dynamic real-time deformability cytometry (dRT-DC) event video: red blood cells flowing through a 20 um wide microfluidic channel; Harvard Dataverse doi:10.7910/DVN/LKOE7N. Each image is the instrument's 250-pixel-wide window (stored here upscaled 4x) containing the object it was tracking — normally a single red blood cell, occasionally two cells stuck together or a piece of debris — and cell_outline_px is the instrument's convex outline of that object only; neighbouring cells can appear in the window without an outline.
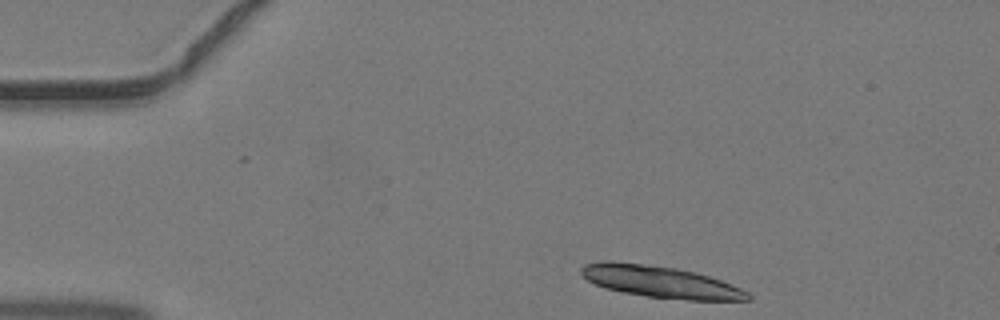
{"species": "common noctule bat (a hibernating species)", "species_latin": "Nyctalus noctula", "temperature_condition": "warm", "stored_images_in_passage": 38, "camera_frame_rate_fps": 3000, "um_per_image_px": 0.085, "animal": {"sex": "male", "body_mass_g": 19.2, "forearm_length_mm": 51.8}, "frame": {"image": 1, "passage_image": 1, "time_ms": 0.0, "image_size_px": [1000, 320], "cell_outline_px": [[752, 300], [688, 300], [648, 296], [624, 292], [604, 288], [588, 280], [580, 272], [580, 268], [584, 264], [600, 260], [612, 260], [676, 268], [696, 272], [720, 280], [740, 288], [748, 292], [752, 296]], "centroid_in_image_um": [56.11, 23.94], "position_along_channel_um": 28.9, "area_um2": 30.75}}
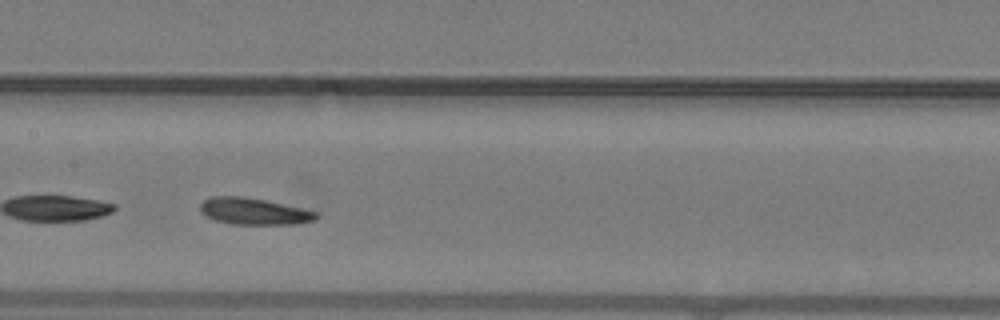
{"frame": {"image": 2, "passage_image": 16, "time_ms": 5.0, "image_size_px": [1000, 320], "cell_outline_px": [[320, 216], [312, 220], [296, 224], [232, 224], [216, 220], [200, 212], [200, 204], [204, 200], [212, 196], [244, 196], [264, 200], [300, 208], [316, 212]], "centroid_in_image_um": [21.55, 17.96], "position_along_channel_um": 185.9, "area_um2": 17.74}}
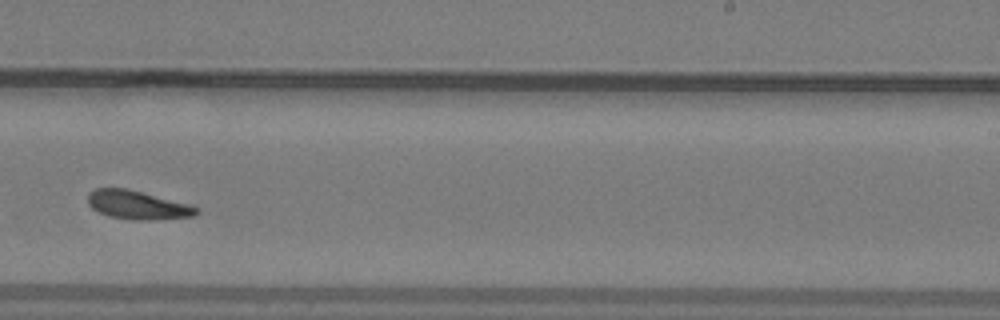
{"frame": {"image": 3, "passage_image": 22, "time_ms": 7.0, "image_size_px": [1000, 320], "cell_outline_px": [[200, 212], [196, 216], [156, 220], [132, 220], [112, 216], [100, 212], [92, 208], [88, 204], [88, 192], [96, 188], [128, 188], [188, 204], [200, 208]], "centroid_in_image_um": [11.73, 17.42], "position_along_channel_um": 277.3, "area_um2": 18.21}}